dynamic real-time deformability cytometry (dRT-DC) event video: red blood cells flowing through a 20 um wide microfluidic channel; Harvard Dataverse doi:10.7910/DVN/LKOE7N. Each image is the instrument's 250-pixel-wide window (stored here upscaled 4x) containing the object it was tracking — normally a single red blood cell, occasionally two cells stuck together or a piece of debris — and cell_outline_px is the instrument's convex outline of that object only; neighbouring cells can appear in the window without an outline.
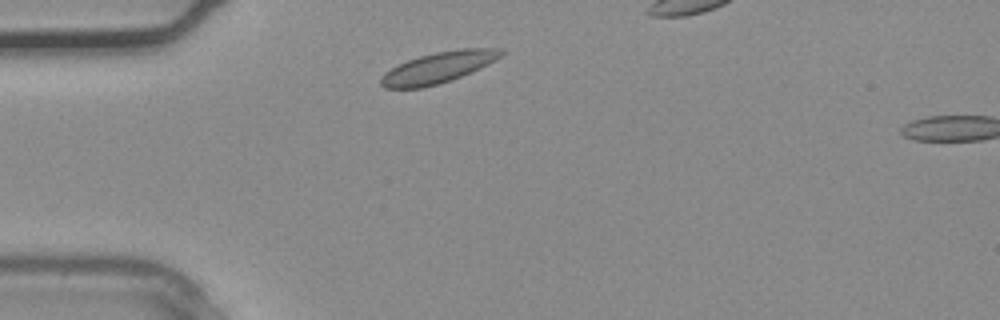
{"species": "common noctule bat (a hibernating species)", "species_latin": "Nyctalus noctula", "temperature_condition": "warm", "stored_images_in_passage": 5, "camera_frame_rate_fps": 3000, "um_per_image_px": 0.085, "animal": {"sex": "male", "body_mass_g": 20.4}, "frame": {"image": 1, "passage_image": 4, "time_ms": 1.0, "image_size_px": [1000, 320], "cell_outline_px": [[508, 52], [504, 56], [488, 64], [452, 80], [420, 88], [384, 88], [380, 84], [380, 76], [384, 72], [408, 60], [420, 56], [436, 52], [460, 48], [504, 48]], "centroid_in_image_um": [37.31, 5.72], "position_along_channel_um": 47.7, "area_um2": 21.79}}